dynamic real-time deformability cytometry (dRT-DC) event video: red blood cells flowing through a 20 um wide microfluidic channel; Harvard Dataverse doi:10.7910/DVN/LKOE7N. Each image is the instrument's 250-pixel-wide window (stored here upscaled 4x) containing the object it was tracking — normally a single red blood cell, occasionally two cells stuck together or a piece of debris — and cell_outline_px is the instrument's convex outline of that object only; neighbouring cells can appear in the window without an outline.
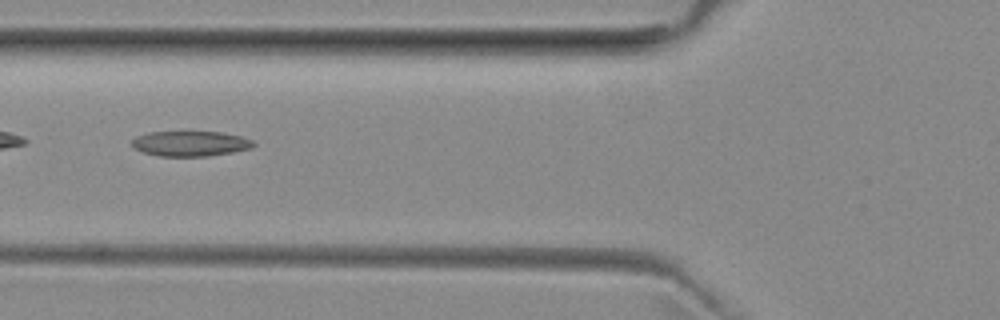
{"species": "common noctule bat (a hibernating species)", "species_latin": "Nyctalus noctula", "temperature_condition": "room temperature", "stored_images_in_passage": 44, "camera_frame_rate_fps": 3000, "um_per_image_px": 0.085, "animal": {"sex": "female", "body_mass_g": 29.2, "forearm_length_mm": 56.3}, "frame": {"image": 1, "passage_image": 12, "time_ms": 3.667, "image_size_px": [1000, 320], "cell_outline_px": [[256, 144], [252, 148], [232, 152], [208, 156], [160, 156], [144, 152], [132, 148], [132, 140], [136, 136], [148, 132], [224, 132], [240, 136], [252, 140]], "centroid_in_image_um": [16.18, 12.2], "position_along_channel_um": 109.6, "area_um2": 17.86}}
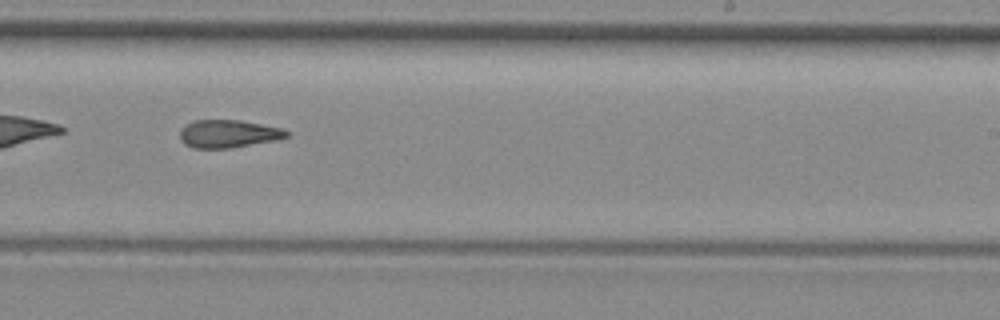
{"frame": {"image": 2, "passage_image": 24, "time_ms": 7.667, "image_size_px": [1000, 320], "cell_outline_px": [[288, 136], [280, 140], [232, 148], [192, 148], [184, 144], [180, 140], [180, 128], [192, 120], [240, 120], [280, 128], [288, 132]], "centroid_in_image_um": [19.38, 11.38], "position_along_channel_um": 269.6, "area_um2": 17.51}}
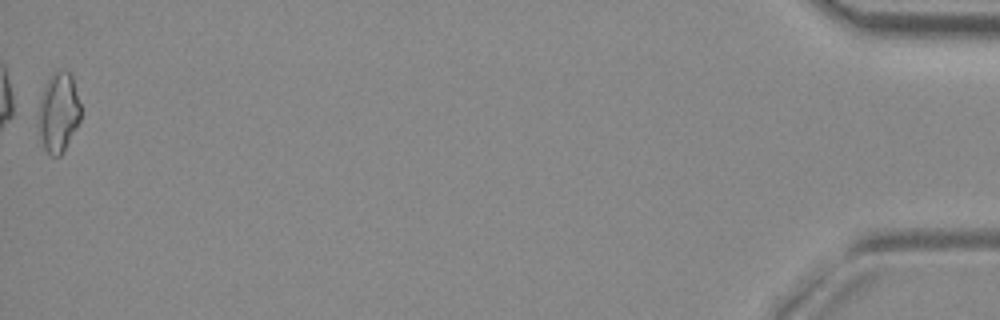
{"frame": {"image": 3, "passage_image": 44, "time_ms": 14.333, "image_size_px": [1000, 320], "cell_outline_px": [[80, 120], [76, 128], [60, 156], [52, 156], [44, 148], [40, 136], [36, 116], [36, 112], [44, 88], [52, 72], [56, 68], [64, 68], [72, 76], [80, 104]], "centroid_in_image_um": [4.94, 9.51], "position_along_channel_um": 430.3, "area_um2": 19.83}, "authors_computed_cell_mechanics": {"area_um2": 17.8602, "velocity_mm_per_s": 3.9924, "shape_relaxation_time_tau1_ms": null, "shape_relaxation_time_tau2_ms": 6.6549, "deformation_change_tau1": null, "deformation_change_tau2": 0.1956}}